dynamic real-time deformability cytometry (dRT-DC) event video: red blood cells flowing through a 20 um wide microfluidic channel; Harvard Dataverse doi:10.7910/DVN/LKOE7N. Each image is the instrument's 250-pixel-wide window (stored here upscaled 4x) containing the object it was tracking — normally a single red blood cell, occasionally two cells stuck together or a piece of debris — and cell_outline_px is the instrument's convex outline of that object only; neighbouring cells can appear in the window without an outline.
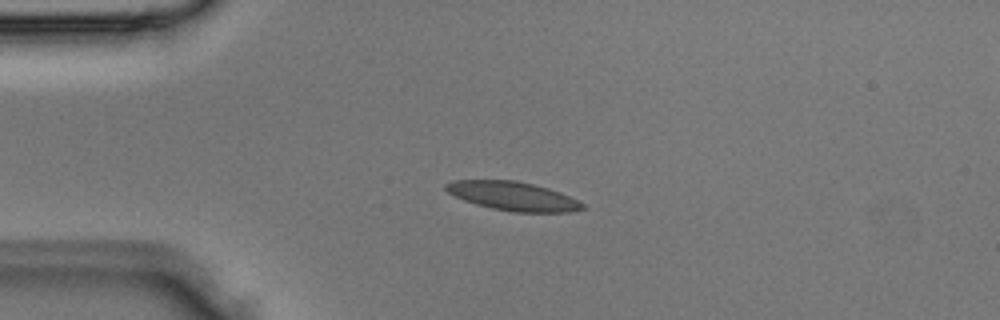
{"species": "Egyptian fruit bat (a non-hibernating species)", "species_latin": "Rousettus aegyptiacus", "temperature_condition": "room temperature", "stored_images_in_passage": 3, "camera_frame_rate_fps": 3000, "um_per_image_px": 0.085, "animal": {"sex": "male"}, "frame": {"image": 1, "passage_image": 3, "time_ms": 0.667, "image_size_px": [1000, 320], "cell_outline_px": [[588, 208], [572, 212], [512, 212], [492, 208], [476, 204], [464, 200], [448, 192], [444, 188], [444, 184], [452, 180], [516, 180], [548, 188], [560, 192], [584, 204]], "centroid_in_image_um": [43.61, 16.67], "position_along_channel_um": 41.4, "area_um2": 22.95}}